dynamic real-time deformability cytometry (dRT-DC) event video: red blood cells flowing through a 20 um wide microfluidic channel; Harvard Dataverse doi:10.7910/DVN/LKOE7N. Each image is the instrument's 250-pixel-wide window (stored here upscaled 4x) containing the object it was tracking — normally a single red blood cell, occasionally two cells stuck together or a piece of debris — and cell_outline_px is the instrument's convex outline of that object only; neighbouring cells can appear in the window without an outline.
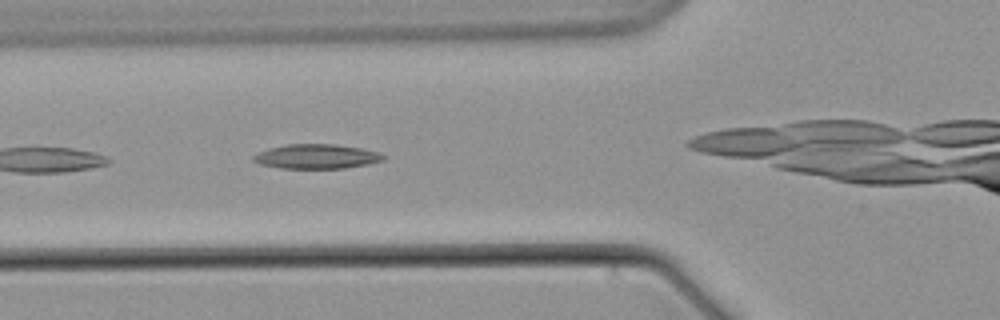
{"species": "common noctule bat (a hibernating species)", "species_latin": "Nyctalus noctula", "temperature_condition": "warm", "stored_images_in_passage": 4, "camera_frame_rate_fps": 3000, "um_per_image_px": 0.085, "animal": {"sex": "male", "body_mass_g": 21.5, "forearm_length_mm": 52.0}, "frame": {"image": 1, "passage_image": 3, "time_ms": 2.333, "image_size_px": [1000, 320], "cell_outline_px": [[388, 156], [384, 160], [368, 164], [344, 168], [280, 168], [260, 164], [252, 160], [252, 156], [268, 148], [284, 144], [336, 144], [360, 148], [376, 152]], "centroid_in_image_um": [26.9, 13.29], "position_along_channel_um": 98.9, "area_um2": 18.55}}